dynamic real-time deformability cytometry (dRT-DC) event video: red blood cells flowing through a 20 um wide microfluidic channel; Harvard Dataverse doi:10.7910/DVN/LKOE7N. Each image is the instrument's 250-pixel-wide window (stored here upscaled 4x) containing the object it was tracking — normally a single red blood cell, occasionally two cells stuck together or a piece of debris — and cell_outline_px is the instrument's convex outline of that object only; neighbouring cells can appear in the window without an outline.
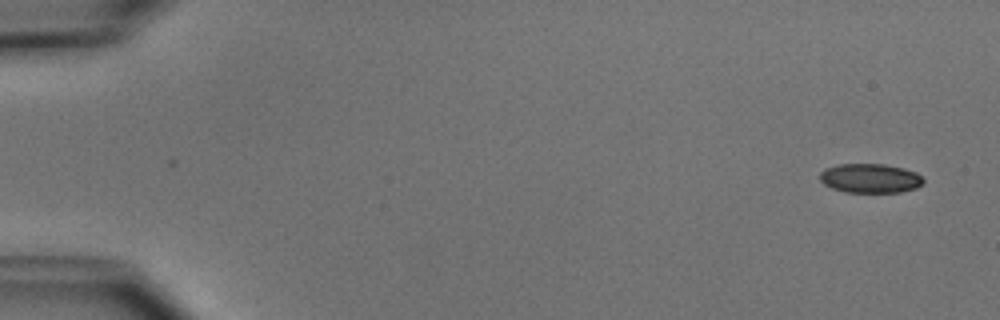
{"species": "common noctule bat (a hibernating species)", "species_latin": "Nyctalus noctula", "temperature_condition": "cold", "stored_images_in_passage": 2, "camera_frame_rate_fps": 3000, "um_per_image_px": 0.085, "animal": {"sex": "male", "body_mass_g": 15.6}, "frame": {"image": 1, "passage_image": 2, "time_ms": 2.0, "image_size_px": [1000, 320], "cell_outline_px": [[924, 184], [916, 188], [900, 192], [844, 192], [832, 188], [824, 184], [820, 180], [820, 172], [824, 168], [840, 164], [884, 164], [904, 168], [916, 172], [924, 180]], "centroid_in_image_um": [73.97, 15.15], "position_along_channel_um": 11.0, "area_um2": 17.74}}